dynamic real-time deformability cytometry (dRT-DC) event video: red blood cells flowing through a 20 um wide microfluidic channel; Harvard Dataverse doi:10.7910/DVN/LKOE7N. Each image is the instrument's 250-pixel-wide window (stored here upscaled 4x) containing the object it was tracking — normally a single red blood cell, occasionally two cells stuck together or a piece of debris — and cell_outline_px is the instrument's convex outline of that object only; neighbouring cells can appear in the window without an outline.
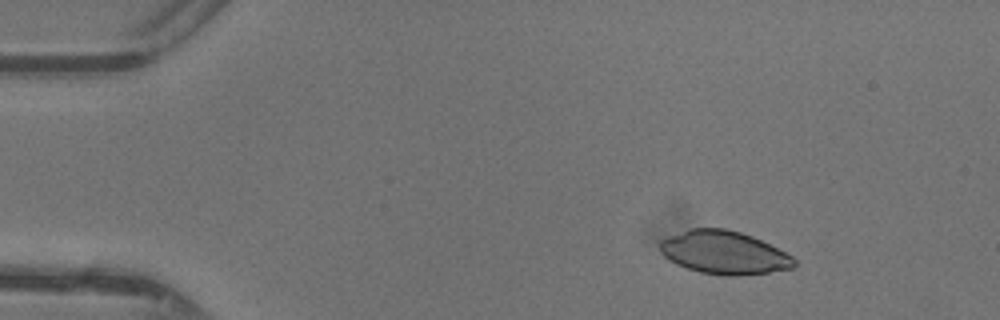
{"species": "common noctule bat (a hibernating species)", "species_latin": "Nyctalus noctula", "temperature_condition": "warm", "stored_images_in_passage": 41, "camera_frame_rate_fps": 3000, "um_per_image_px": 0.085, "animal": {"sex": "female"}, "frame": {"image": 1, "passage_image": 1, "time_ms": 0.0, "image_size_px": [1000, 320], "cell_outline_px": [[796, 264], [792, 268], [768, 272], [736, 276], [728, 276], [700, 272], [676, 264], [664, 256], [660, 252], [660, 240], [692, 228], [724, 228], [740, 232], [752, 236], [792, 256], [796, 260]], "centroid_in_image_um": [61.53, 21.47], "position_along_channel_um": 23.5, "area_um2": 33.35}}
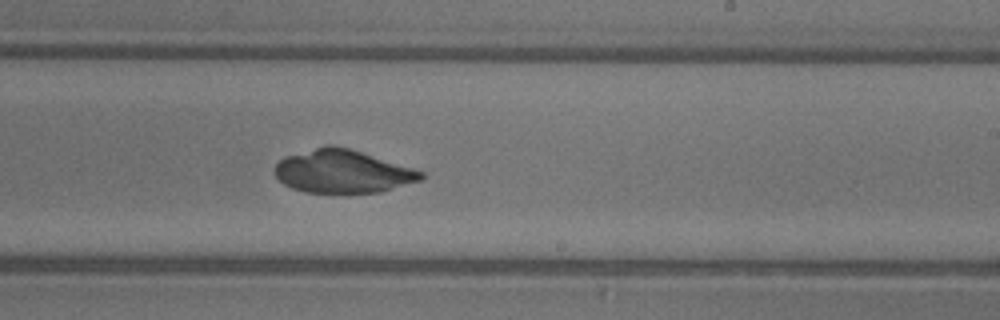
{"frame": {"image": 2, "passage_image": 23, "time_ms": 7.333, "image_size_px": [1000, 320], "cell_outline_px": [[424, 176], [420, 180], [380, 192], [304, 192], [292, 188], [284, 184], [276, 176], [276, 164], [284, 156], [324, 144], [332, 144], [348, 148], [412, 168], [424, 172]], "centroid_in_image_um": [29.08, 14.55], "position_along_channel_um": 259.9, "area_um2": 36.36}}
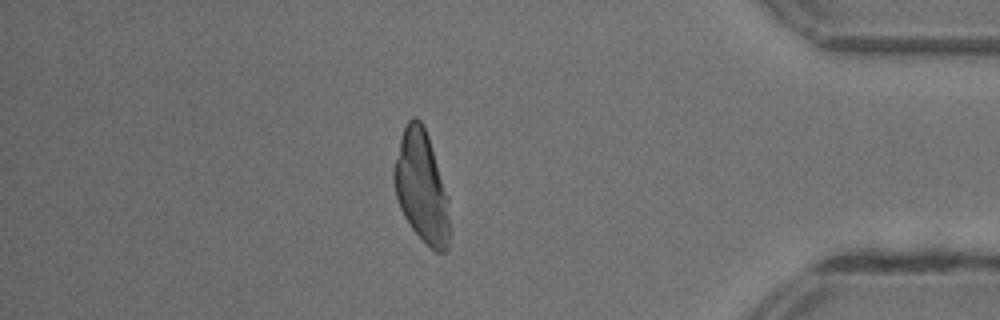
{"frame": {"image": 3, "passage_image": 35, "time_ms": 11.333, "image_size_px": [1000, 320], "cell_outline_px": [[448, 252], [436, 252], [412, 228], [404, 216], [400, 208], [396, 196], [392, 176], [392, 172], [400, 140], [404, 128], [408, 120], [412, 116], [416, 116], [420, 120], [428, 136], [448, 196]], "centroid_in_image_um": [35.81, 15.86], "position_along_channel_um": 399.4, "area_um2": 35.6}}